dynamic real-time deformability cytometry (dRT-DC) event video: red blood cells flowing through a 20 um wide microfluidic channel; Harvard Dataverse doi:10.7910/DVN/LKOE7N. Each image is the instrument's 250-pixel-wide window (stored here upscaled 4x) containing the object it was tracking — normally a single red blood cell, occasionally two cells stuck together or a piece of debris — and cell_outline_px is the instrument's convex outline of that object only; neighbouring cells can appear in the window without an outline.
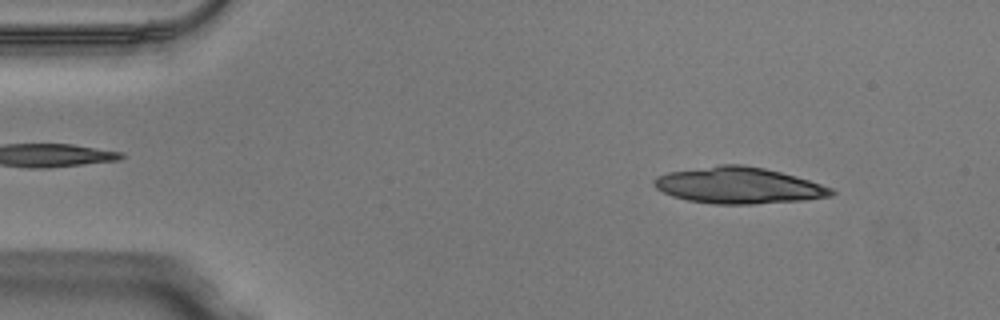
{"species": "Egyptian fruit bat (a non-hibernating species)", "species_latin": "Rousettus aegyptiacus", "temperature_condition": "warm", "stored_images_in_passage": 30, "segment_of_instrument_passage": [1, 2], "camera_frame_rate_fps": 3000, "um_per_image_px": 0.085, "animal": {"sex": "male"}, "frame": {"image": 1, "passage_image": 5, "time_ms": 1.333, "image_size_px": [1000, 320], "cell_outline_px": [[836, 192], [832, 196], [804, 200], [756, 204], [712, 204], [688, 200], [672, 196], [656, 188], [652, 184], [652, 180], [656, 176], [668, 172], [720, 164], [744, 164], [764, 168], [796, 176], [832, 188]], "centroid_in_image_um": [62.76, 15.76], "position_along_channel_um": 22.2, "area_um2": 37.69}}